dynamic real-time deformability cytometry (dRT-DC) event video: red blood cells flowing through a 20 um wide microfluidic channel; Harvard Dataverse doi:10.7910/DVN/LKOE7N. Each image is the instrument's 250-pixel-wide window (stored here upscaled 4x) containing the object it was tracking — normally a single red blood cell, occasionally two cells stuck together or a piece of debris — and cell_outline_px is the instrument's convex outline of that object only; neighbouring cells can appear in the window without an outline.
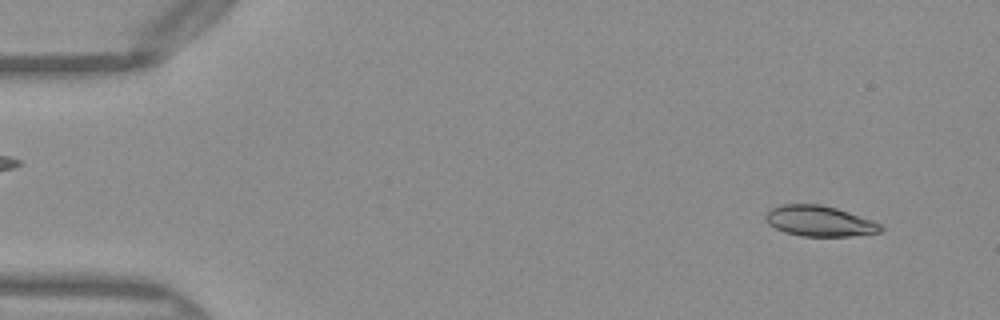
{"species": "Egyptian fruit bat (a non-hibernating species)", "species_latin": "Rousettus aegyptiacus", "temperature_condition": "warm", "stored_images_in_passage": 50, "camera_frame_rate_fps": 3000, "um_per_image_px": 0.085, "frame": {"image": 1, "passage_image": 3, "time_ms": 0.667, "image_size_px": [1000, 320], "cell_outline_px": [[884, 228], [880, 232], [852, 236], [800, 236], [784, 232], [768, 224], [764, 220], [764, 216], [772, 208], [780, 204], [820, 204], [836, 208], [872, 220], [880, 224]], "centroid_in_image_um": [69.63, 18.79], "position_along_channel_um": 15.4, "area_um2": 20.52}}
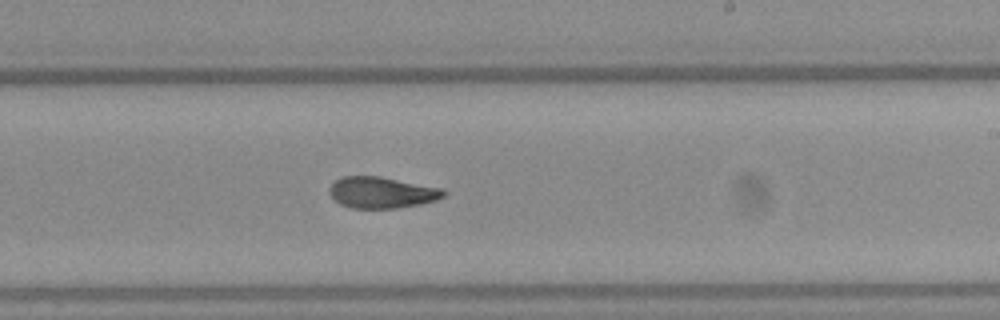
{"frame": {"image": 2, "passage_image": 29, "time_ms": 9.333, "image_size_px": [1000, 320], "cell_outline_px": [[448, 192], [444, 196], [436, 200], [420, 204], [396, 208], [352, 208], [340, 204], [328, 192], [328, 188], [340, 176], [380, 176], [444, 188]], "centroid_in_image_um": [32.47, 16.35], "position_along_channel_um": 256.5, "area_um2": 20.98}}
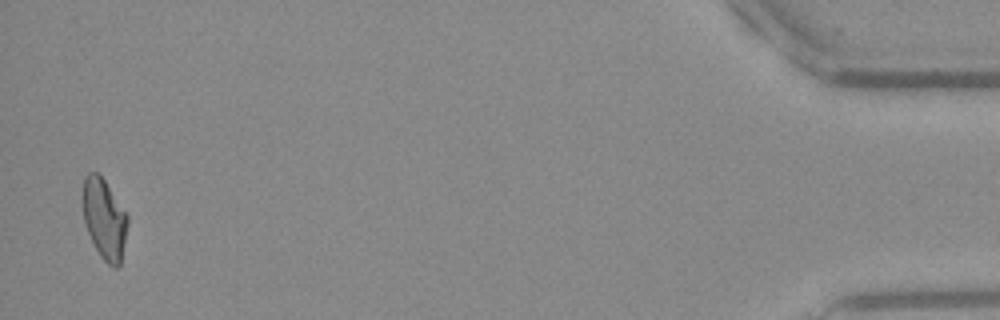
{"frame": {"image": 3, "passage_image": 48, "time_ms": 15.667, "image_size_px": [1000, 320], "cell_outline_px": [[128, 224], [120, 264], [116, 268], [112, 268], [100, 256], [88, 232], [84, 220], [80, 200], [84, 176], [88, 172], [96, 172], [104, 180], [128, 216]], "centroid_in_image_um": [8.83, 18.58], "position_along_channel_um": 426.4, "area_um2": 21.1}, "authors_computed_cell_mechanics": {"area_um2": 21.3282, "velocity_mm_per_s": 4.0677, "shape_relaxation_time_tau1_ms": null, "shape_relaxation_time_tau2_ms": 2.5557, "deformation_change_tau1": null, "deformation_change_tau2": 0.0841}}